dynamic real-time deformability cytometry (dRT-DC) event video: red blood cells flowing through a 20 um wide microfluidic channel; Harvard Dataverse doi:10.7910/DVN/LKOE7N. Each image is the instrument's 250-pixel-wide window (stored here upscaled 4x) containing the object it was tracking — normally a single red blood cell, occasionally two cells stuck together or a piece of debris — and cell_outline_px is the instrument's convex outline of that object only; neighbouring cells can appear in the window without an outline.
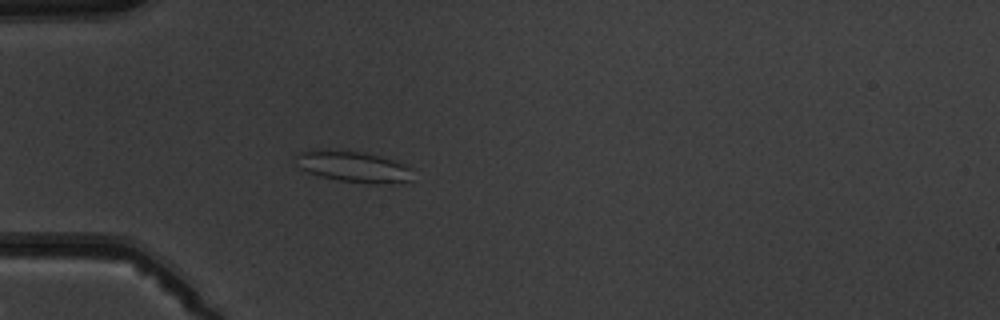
{"species": "common noctule bat (a hibernating species)", "species_latin": "Nyctalus noctula", "temperature_condition": "warm", "stored_images_in_passage": 4, "camera_frame_rate_fps": 3000, "um_per_image_px": 0.085, "animal": {"sex": "male", "body_mass_g": 19.5, "forearm_length_mm": 54.6}, "frame": {"image": 1, "passage_image": 4, "time_ms": 3.667, "image_size_px": [1000, 320], "cell_outline_px": [[412, 180], [376, 184], [372, 184], [340, 180], [320, 176], [308, 172], [300, 168], [296, 156], [300, 152], [312, 148], [328, 148], [364, 152], [392, 160], [404, 164], [408, 168]], "centroid_in_image_um": [29.95, 14.13], "position_along_channel_um": 55.1, "area_um2": 21.04}}